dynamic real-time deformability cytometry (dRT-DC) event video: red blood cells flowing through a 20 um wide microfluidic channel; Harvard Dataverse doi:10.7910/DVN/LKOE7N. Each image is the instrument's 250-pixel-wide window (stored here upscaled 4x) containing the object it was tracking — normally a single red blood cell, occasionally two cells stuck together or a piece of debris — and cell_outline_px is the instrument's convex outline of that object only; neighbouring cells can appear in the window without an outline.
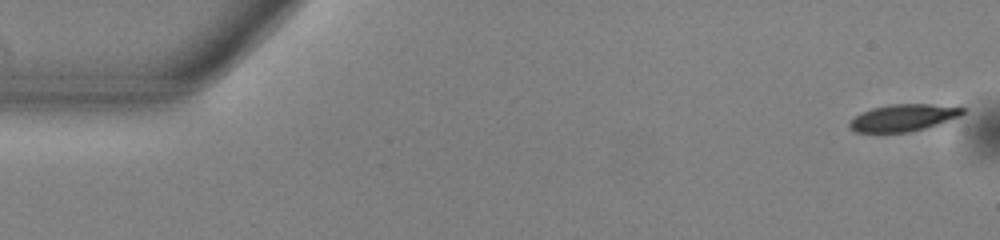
{"species": "common noctule bat (a hibernating species)", "species_latin": "Nyctalus noctula", "temperature_condition": "warm", "stored_images_in_passage": 52, "camera_frame_rate_fps": 3000, "um_per_image_px": 0.085, "animal": {"sex": "male", "body_mass_g": 13.0, "forearm_length_mm": 53.1}, "frame": {"image": 1, "passage_image": 1, "time_ms": 0.0, "image_size_px": [1000, 240], "cell_outline_px": [[968, 108], [960, 116], [924, 128], [908, 132], [856, 132], [848, 128], [848, 124], [856, 116], [872, 108], [888, 104], [928, 104]], "centroid_in_image_um": [76.77, 10.0], "position_along_channel_um": 8.2, "area_um2": 17.51}}
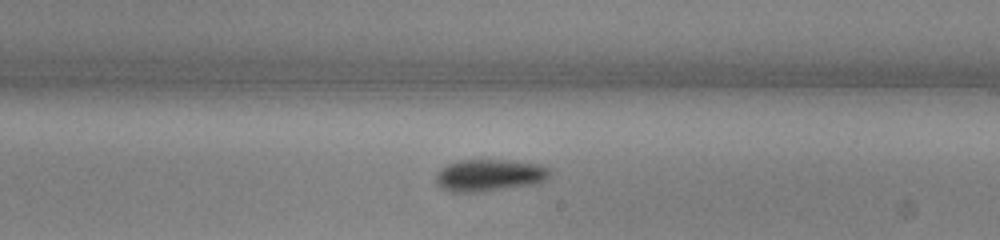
{"frame": {"image": 2, "passage_image": 30, "time_ms": 9.667, "image_size_px": [1000, 240], "cell_outline_px": [[552, 172], [544, 180], [536, 184], [476, 192], [452, 192], [436, 184], [436, 172], [440, 168], [448, 164], [460, 160], [508, 160], [540, 164], [552, 168]], "centroid_in_image_um": [41.62, 14.88], "position_along_channel_um": 247.4, "area_um2": 21.33}}
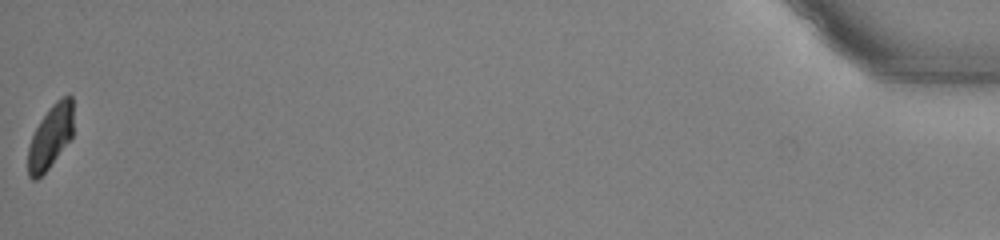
{"frame": {"image": 3, "passage_image": 52, "time_ms": 17.0, "image_size_px": [1000, 240], "cell_outline_px": [[72, 136], [48, 168], [36, 180], [32, 180], [28, 176], [28, 148], [32, 136], [40, 120], [48, 108], [56, 100], [68, 92], [72, 96]], "centroid_in_image_um": [4.28, 11.58], "position_along_channel_um": 430.9, "area_um2": 16.65}, "authors_computed_cell_mechanics": {"area_um2": 19.5942, "velocity_mm_per_s": 3.9248, "shape_relaxation_time_tau1_ms": 2.6978, "shape_relaxation_time_tau2_ms": 5.214, "deformation_change_tau1": 0.119, "deformation_change_tau2": 0.1111}}